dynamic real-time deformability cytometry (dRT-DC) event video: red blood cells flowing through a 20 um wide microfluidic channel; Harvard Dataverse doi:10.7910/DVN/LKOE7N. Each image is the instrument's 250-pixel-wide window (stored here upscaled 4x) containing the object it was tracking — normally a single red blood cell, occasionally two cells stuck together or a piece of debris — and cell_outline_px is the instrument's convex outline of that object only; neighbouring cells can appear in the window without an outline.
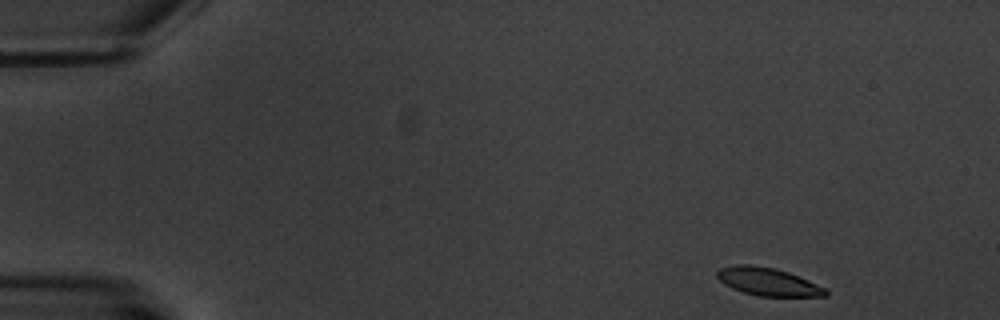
{"species": "common noctule bat (a hibernating species)", "species_latin": "Nyctalus noctula", "temperature_condition": "warm", "stored_images_in_passage": 5, "camera_frame_rate_fps": 3000, "um_per_image_px": 0.085, "animal": {"sex": "male", "body_mass_g": 20.1, "forearm_length_mm": 53.5}, "frame": {"image": 1, "passage_image": 1, "time_ms": 0.0, "image_size_px": [1000, 320], "cell_outline_px": [[828, 296], [760, 296], [744, 292], [732, 288], [724, 284], [716, 276], [716, 272], [720, 268], [736, 264], [748, 264], [776, 268], [788, 272], [808, 280], [824, 288], [828, 292]], "centroid_in_image_um": [65.25, 23.93], "position_along_channel_um": 19.8, "area_um2": 17.51}}
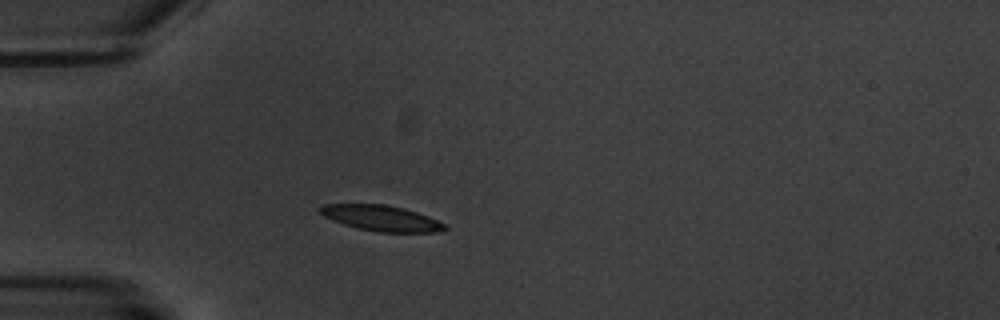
{"frame": {"image": 2, "passage_image": 4, "time_ms": 3.667, "image_size_px": [1000, 320], "cell_outline_px": [[448, 228], [436, 232], [376, 232], [356, 228], [332, 220], [324, 216], [316, 208], [324, 204], [384, 204], [404, 208], [428, 216], [444, 224]], "centroid_in_image_um": [32.37, 18.54], "position_along_channel_um": 52.6, "area_um2": 18.61}}